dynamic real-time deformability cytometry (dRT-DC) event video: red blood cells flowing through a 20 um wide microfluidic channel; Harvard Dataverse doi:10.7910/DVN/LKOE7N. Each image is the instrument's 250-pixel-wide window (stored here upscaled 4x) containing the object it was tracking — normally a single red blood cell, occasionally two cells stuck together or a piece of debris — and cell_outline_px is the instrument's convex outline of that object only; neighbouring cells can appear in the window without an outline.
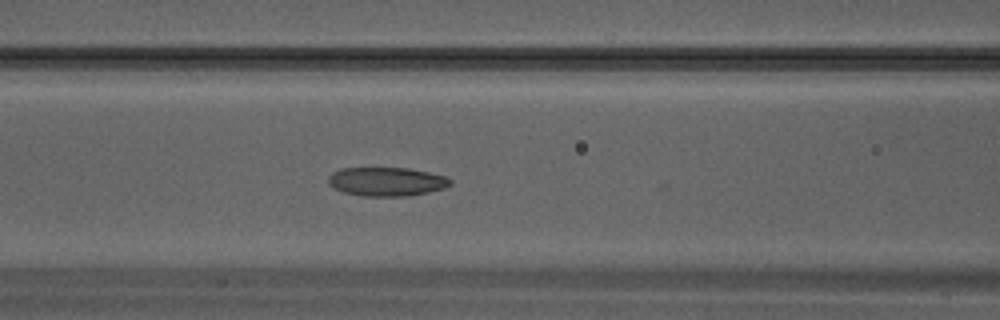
{"species": "Egyptian fruit bat (a non-hibernating species)", "species_latin": "Rousettus aegyptiacus", "temperature_condition": "warm", "stored_images_in_passage": 24, "camera_frame_rate_fps": 3000, "um_per_image_px": 0.085, "animal": {"sex": "male"}, "frame": {"image": 1, "passage_image": 4, "time_ms": 1.0, "image_size_px": [1000, 320], "cell_outline_px": [[452, 184], [444, 188], [428, 192], [408, 196], [364, 196], [344, 192], [328, 184], [328, 176], [332, 172], [340, 168], [408, 168], [428, 172], [444, 176], [452, 180]], "centroid_in_image_um": [32.85, 15.43], "position_along_channel_um": 133.7, "area_um2": 20.46}}
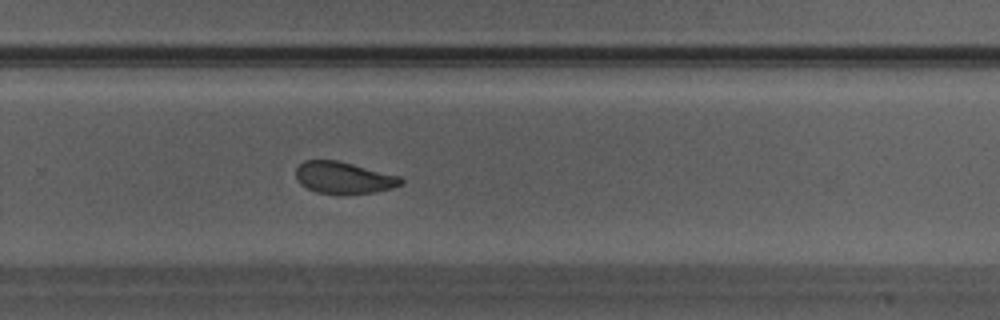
{"frame": {"image": 2, "passage_image": 12, "time_ms": 3.667, "image_size_px": [1000, 320], "cell_outline_px": [[404, 184], [392, 188], [376, 192], [316, 192], [300, 184], [296, 180], [296, 168], [304, 160], [336, 160], [400, 176], [404, 180]], "centroid_in_image_um": [29.22, 15.08], "position_along_channel_um": 300.6, "area_um2": 19.02}}
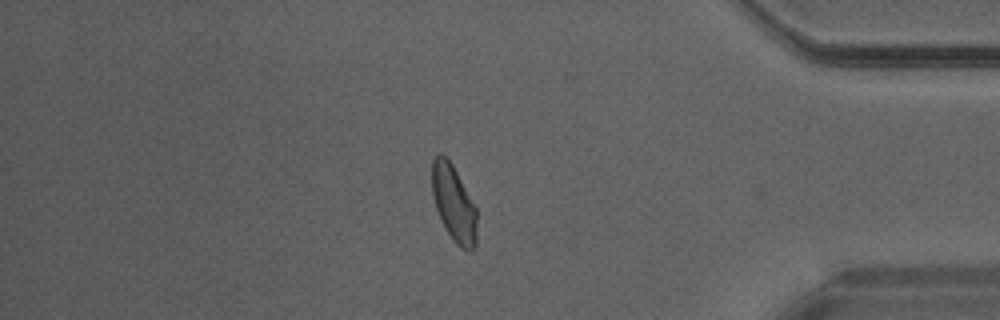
{"frame": {"image": 3, "passage_image": 18, "time_ms": 5.667, "image_size_px": [1000, 320], "cell_outline_px": [[476, 244], [468, 252], [460, 248], [452, 240], [436, 208], [432, 196], [432, 160], [440, 152], [452, 164], [476, 208]], "centroid_in_image_um": [38.56, 17.3], "position_along_channel_um": 396.6, "area_um2": 19.65}}